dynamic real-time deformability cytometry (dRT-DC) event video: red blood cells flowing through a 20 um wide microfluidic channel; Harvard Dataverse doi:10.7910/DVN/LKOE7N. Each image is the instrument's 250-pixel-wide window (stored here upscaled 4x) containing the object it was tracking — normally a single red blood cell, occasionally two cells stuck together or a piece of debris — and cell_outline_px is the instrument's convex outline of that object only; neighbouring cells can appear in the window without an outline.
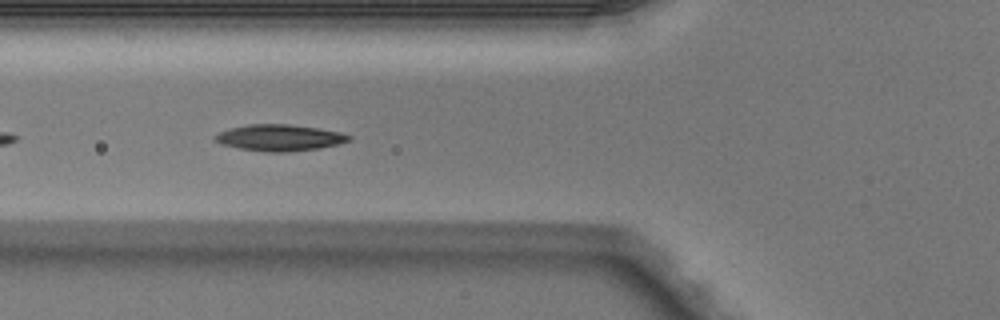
{"species": "Egyptian fruit bat (a non-hibernating species)", "species_latin": "Rousettus aegyptiacus", "temperature_condition": "warm", "stored_images_in_passage": 7, "camera_frame_rate_fps": 3000, "um_per_image_px": 0.085, "animal": {"sex": "male"}, "frame": {"image": 1, "passage_image": 5, "time_ms": 1.333, "image_size_px": [1000, 320], "cell_outline_px": [[352, 140], [320, 148], [288, 152], [264, 152], [240, 148], [220, 144], [216, 140], [216, 136], [220, 132], [232, 128], [248, 124], [288, 124], [316, 128], [340, 132], [352, 136]], "centroid_in_image_um": [23.79, 11.71], "position_along_channel_um": 102.0, "area_um2": 20.35}}
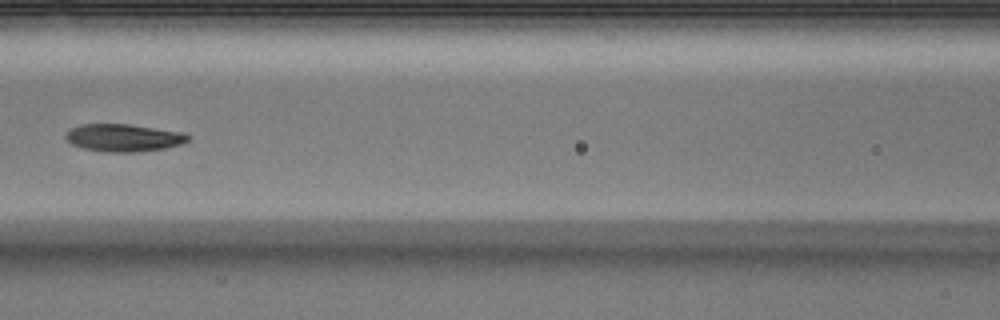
{"frame": {"image": 2, "passage_image": 6, "time_ms": 1.667, "image_size_px": [1000, 320], "cell_outline_px": [[188, 140], [180, 144], [164, 148], [136, 152], [104, 152], [84, 148], [72, 144], [64, 136], [72, 128], [80, 124], [128, 124], [184, 132], [188, 136]], "centroid_in_image_um": [10.49, 11.71], "position_along_channel_um": 156.1, "area_um2": 19.42}}
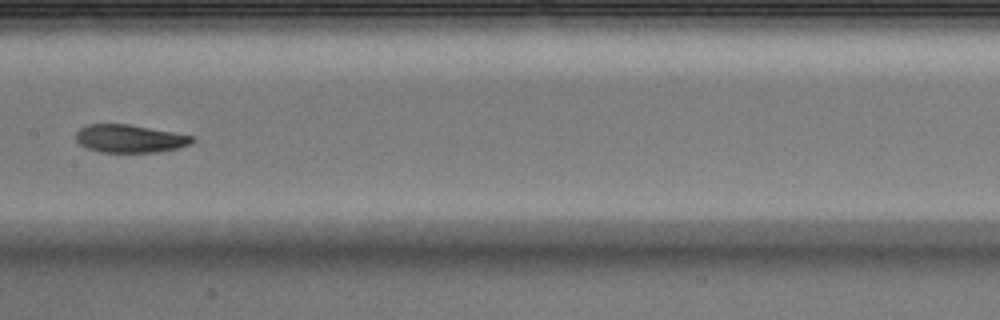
{"frame": {"image": 3, "passage_image": 7, "time_ms": 2.0, "image_size_px": [1000, 320], "cell_outline_px": [[196, 140], [188, 144], [176, 148], [160, 152], [100, 152], [88, 148], [80, 144], [76, 140], [76, 132], [84, 124], [128, 124], [196, 136]], "centroid_in_image_um": [11.03, 11.77], "position_along_channel_um": 196.4, "area_um2": 18.96}}